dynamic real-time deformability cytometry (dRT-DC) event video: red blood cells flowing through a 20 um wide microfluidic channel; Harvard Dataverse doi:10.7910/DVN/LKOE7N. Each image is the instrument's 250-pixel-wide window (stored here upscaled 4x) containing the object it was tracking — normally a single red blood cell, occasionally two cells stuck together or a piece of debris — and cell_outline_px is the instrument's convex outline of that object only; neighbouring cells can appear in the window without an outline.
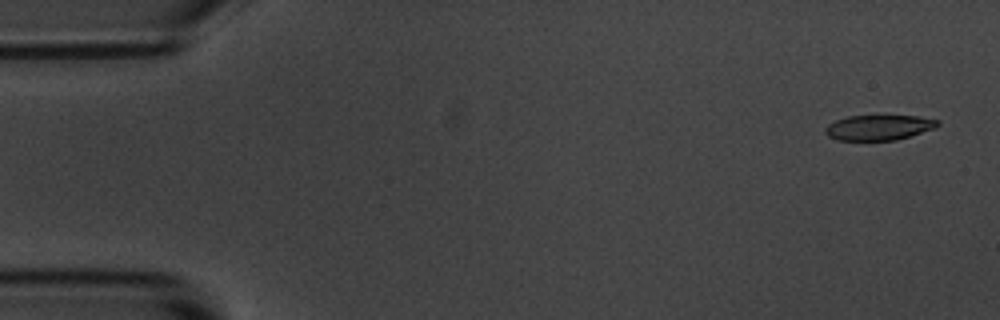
{"species": "common noctule bat (a hibernating species)", "species_latin": "Nyctalus noctula", "temperature_condition": "room temperature", "stored_images_in_passage": 6, "camera_frame_rate_fps": 3000, "um_per_image_px": 0.085, "animal": {"sex": "male", "body_mass_g": 20.1, "forearm_length_mm": 53.5}, "frame": {"image": 1, "passage_image": 1, "time_ms": 0.0, "image_size_px": [1000, 320], "cell_outline_px": [[940, 124], [936, 128], [896, 140], [836, 140], [828, 136], [824, 132], [824, 128], [828, 124], [836, 120], [848, 116], [920, 116], [940, 120]], "centroid_in_image_um": [74.71, 10.84], "position_along_channel_um": 10.3, "area_um2": 16.59}}
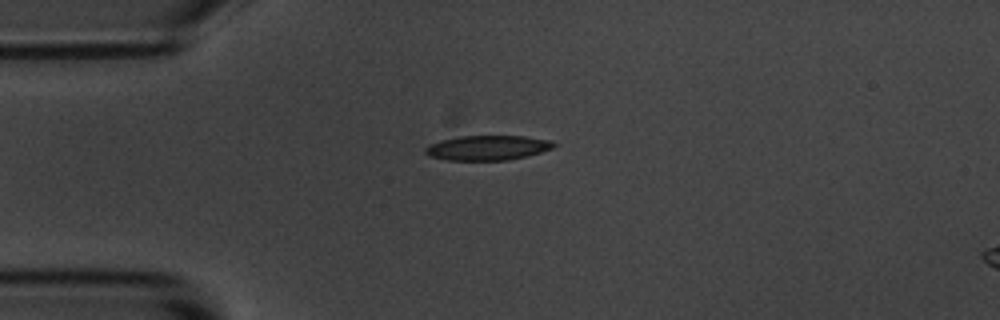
{"frame": {"image": 2, "passage_image": 4, "time_ms": 3.667, "image_size_px": [1000, 320], "cell_outline_px": [[556, 144], [552, 148], [540, 152], [508, 160], [448, 160], [428, 156], [424, 152], [424, 148], [428, 144], [440, 140], [460, 136], [524, 136], [552, 140]], "centroid_in_image_um": [41.39, 12.55], "position_along_channel_um": 43.6, "area_um2": 18.55}}